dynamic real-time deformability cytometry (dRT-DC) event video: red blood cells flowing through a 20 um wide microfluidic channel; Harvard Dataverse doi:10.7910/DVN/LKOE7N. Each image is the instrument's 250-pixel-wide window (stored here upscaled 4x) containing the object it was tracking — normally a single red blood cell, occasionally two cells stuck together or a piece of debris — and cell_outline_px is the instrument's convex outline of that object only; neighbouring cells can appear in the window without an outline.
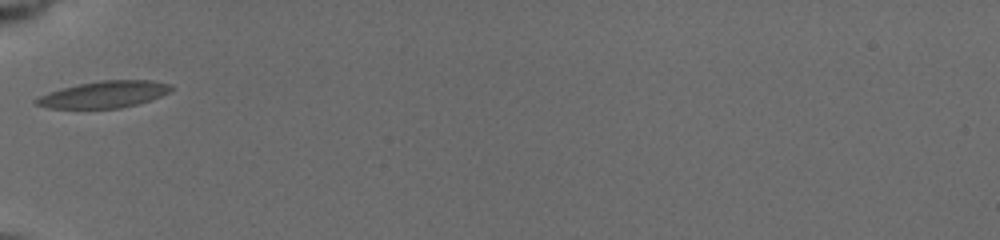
{"species": "common noctule bat (a hibernating species)", "species_latin": "Nyctalus noctula", "temperature_condition": "cold", "stored_images_in_passage": 23, "camera_frame_rate_fps": 3000, "um_per_image_px": 0.085, "animal": {"sex": "female", "body_mass_g": 19.5, "forearm_length_mm": 54.1}, "frame": {"image": 1, "passage_image": 1, "time_ms": 0.0, "image_size_px": [1000, 240], "cell_outline_px": [[172, 88], [168, 92], [160, 96], [136, 104], [120, 108], [48, 108], [36, 104], [32, 100], [40, 96], [64, 88], [80, 84], [100, 80], [152, 80], [172, 84]], "centroid_in_image_um": [8.86, 8.02], "position_along_channel_um": 76.1, "area_um2": 20.63}}
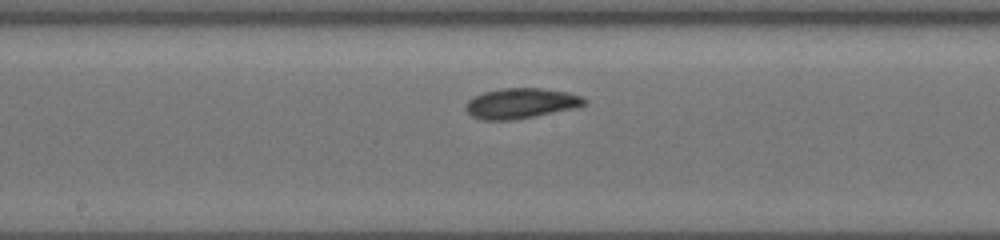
{"frame": {"image": 2, "passage_image": 9, "time_ms": 3.333, "image_size_px": [1000, 240], "cell_outline_px": [[588, 100], [584, 104], [572, 108], [512, 120], [484, 120], [472, 116], [464, 108], [468, 100], [484, 92], [500, 88], [540, 88], [568, 92], [580, 96]], "centroid_in_image_um": [44.24, 8.77], "position_along_channel_um": 204.0, "area_um2": 20.58}}
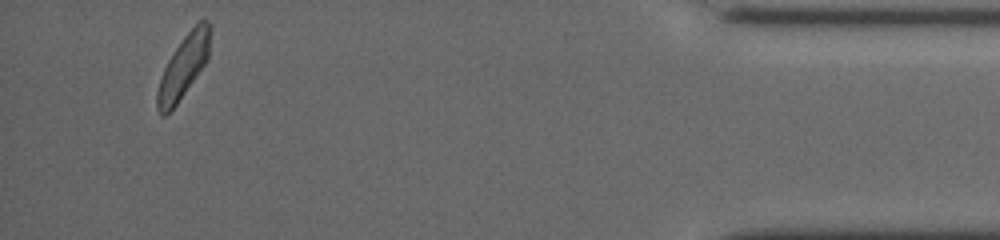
{"frame": {"image": 3, "passage_image": 23, "time_ms": 10.333, "image_size_px": [1000, 240], "cell_outline_px": [[212, 28], [208, 60], [176, 104], [164, 116], [160, 116], [156, 108], [156, 92], [164, 68], [168, 60], [184, 36], [204, 16], [212, 24]], "centroid_in_image_um": [15.63, 5.61], "position_along_channel_um": 419.6, "area_um2": 19.42}, "authors_computed_cell_mechanics": {"area_um2": 20.1144, "velocity_mm_per_s": 3.868, "shape_relaxation_time_tau1_ms": 3.3642, "shape_relaxation_time_tau2_ms": null, "deformation_change_tau1": 0.0959, "deformation_change_tau2": null}}